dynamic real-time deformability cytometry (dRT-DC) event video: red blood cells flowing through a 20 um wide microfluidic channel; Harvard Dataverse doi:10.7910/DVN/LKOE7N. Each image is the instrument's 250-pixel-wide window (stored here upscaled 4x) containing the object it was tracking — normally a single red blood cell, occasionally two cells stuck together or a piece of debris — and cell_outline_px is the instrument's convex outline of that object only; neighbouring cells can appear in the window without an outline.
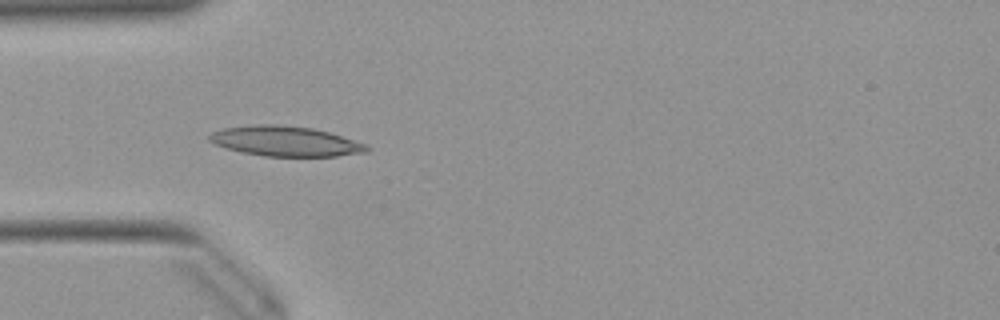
{"species": "Egyptian fruit bat (a non-hibernating species)", "species_latin": "Rousettus aegyptiacus", "temperature_condition": "warm", "stored_images_in_passage": 15, "camera_frame_rate_fps": 3000, "um_per_image_px": 0.085, "animal": {"sex": "female"}, "frame": {"image": 1, "passage_image": 3, "time_ms": 0.667, "image_size_px": [1000, 320], "cell_outline_px": [[372, 148], [368, 152], [336, 156], [264, 156], [240, 152], [224, 148], [208, 140], [208, 136], [212, 132], [224, 128], [256, 124], [276, 124], [312, 128], [328, 132], [368, 144]], "centroid_in_image_um": [24.27, 12.01], "position_along_channel_um": 60.7, "area_um2": 27.69}}
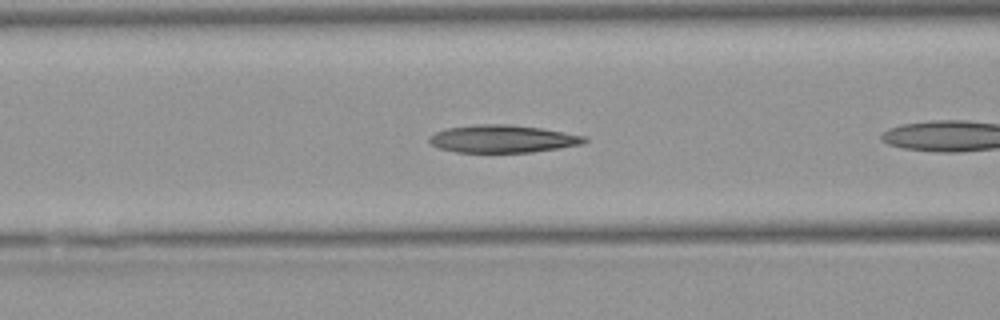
{"frame": {"image": 2, "passage_image": 5, "time_ms": 1.333, "image_size_px": [1000, 320], "cell_outline_px": [[588, 140], [584, 144], [560, 148], [532, 152], [456, 152], [440, 148], [432, 144], [428, 140], [428, 136], [444, 128], [476, 124], [508, 124], [540, 128], [584, 136]], "centroid_in_image_um": [42.7, 11.8], "position_along_channel_um": 123.9, "area_um2": 24.97}}
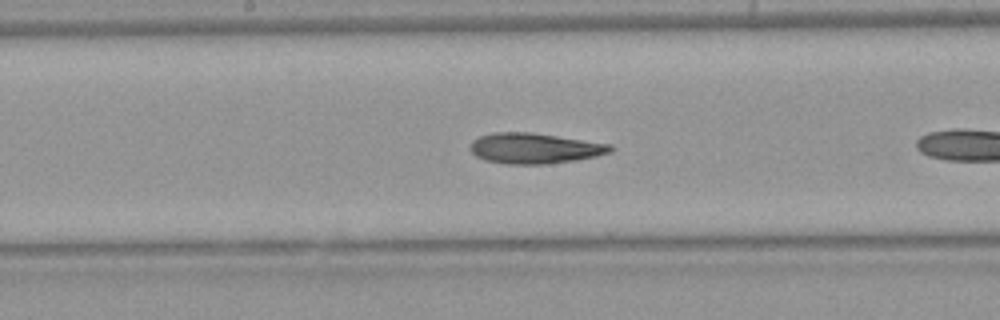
{"frame": {"image": 3, "passage_image": 11, "time_ms": 3.333, "image_size_px": [1000, 320], "cell_outline_px": [[616, 148], [612, 152], [596, 156], [576, 160], [544, 164], [504, 164], [484, 160], [476, 156], [472, 152], [472, 140], [480, 136], [492, 132], [532, 132], [612, 144]], "centroid_in_image_um": [45.48, 12.6], "position_along_channel_um": 202.7, "area_um2": 25.09}}